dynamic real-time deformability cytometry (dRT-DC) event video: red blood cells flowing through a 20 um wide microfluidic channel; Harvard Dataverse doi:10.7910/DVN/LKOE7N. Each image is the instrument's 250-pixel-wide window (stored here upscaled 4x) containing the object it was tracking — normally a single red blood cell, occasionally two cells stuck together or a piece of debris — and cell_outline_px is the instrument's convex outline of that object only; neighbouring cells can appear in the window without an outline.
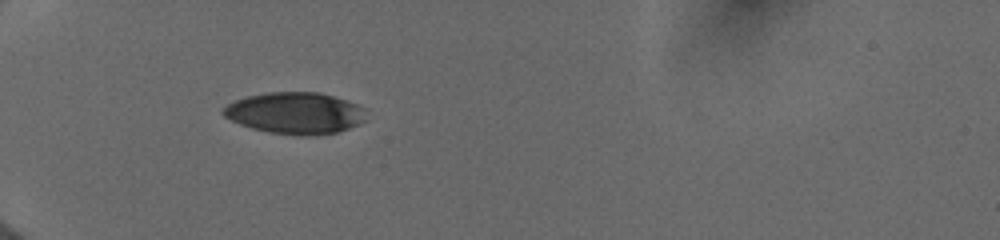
{"species": "human", "species_latin": "Homo sapiens", "temperature_condition": "cold", "stored_images_in_passage": 12, "camera_frame_rate_fps": 3000, "um_per_image_px": 0.085, "donor": {"sex": "female"}, "frame": {"image": 1, "passage_image": 1, "time_ms": 0.0, "image_size_px": [1000, 240], "cell_outline_px": [[364, 120], [360, 124], [336, 132], [308, 136], [296, 136], [268, 132], [252, 128], [240, 124], [224, 116], [220, 112], [220, 108], [236, 100], [248, 96], [268, 92], [320, 92], [348, 100], [364, 108]], "centroid_in_image_um": [25.07, 9.61], "position_along_channel_um": 59.9, "area_um2": 34.74}}
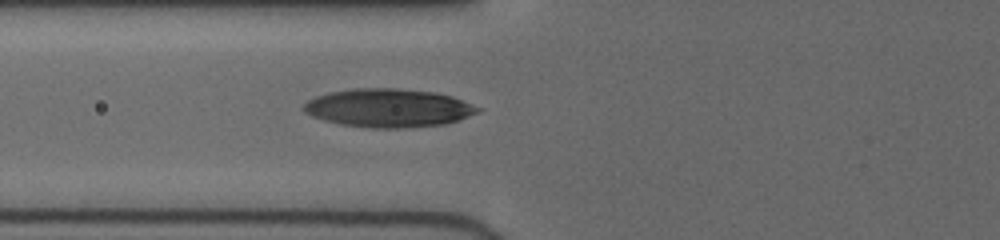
{"frame": {"image": 2, "passage_image": 9, "time_ms": 1.333, "image_size_px": [1000, 240], "cell_outline_px": [[484, 108], [480, 112], [444, 124], [396, 128], [372, 128], [340, 124], [324, 120], [312, 116], [304, 112], [300, 108], [308, 100], [316, 96], [332, 92], [352, 88], [396, 88], [436, 92], [452, 96]], "centroid_in_image_um": [33.02, 9.17], "position_along_channel_um": 92.8, "area_um2": 39.02}}